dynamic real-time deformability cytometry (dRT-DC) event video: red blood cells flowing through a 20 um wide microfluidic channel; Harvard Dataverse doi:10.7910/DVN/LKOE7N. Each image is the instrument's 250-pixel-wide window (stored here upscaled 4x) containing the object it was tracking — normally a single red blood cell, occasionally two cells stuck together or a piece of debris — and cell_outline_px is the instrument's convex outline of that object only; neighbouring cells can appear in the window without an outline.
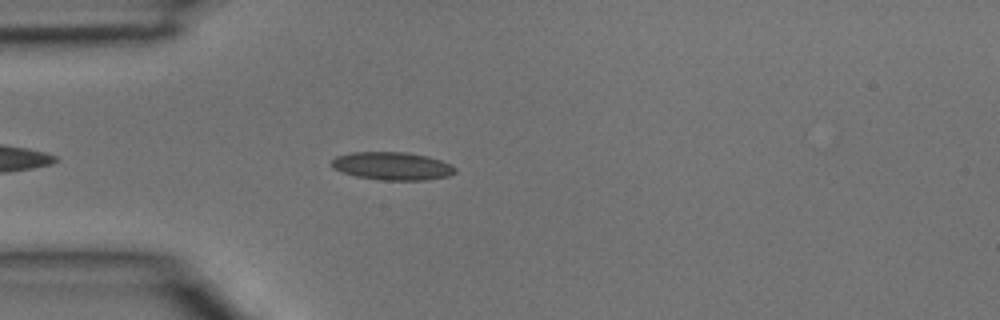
{"species": "common noctule bat (a hibernating species)", "species_latin": "Nyctalus noctula", "temperature_condition": "room temperature", "stored_images_in_passage": 3, "camera_frame_rate_fps": 3000, "um_per_image_px": 0.085, "animal": {"sex": "male", "body_mass_g": 15.6}, "frame": {"image": 1, "passage_image": 3, "time_ms": 0.667, "image_size_px": [1000, 320], "cell_outline_px": [[456, 172], [448, 176], [428, 180], [380, 180], [356, 176], [332, 168], [332, 160], [336, 156], [352, 152], [408, 152], [428, 156], [452, 164], [456, 168]], "centroid_in_image_um": [33.37, 14.11], "position_along_channel_um": 51.6, "area_um2": 20.23}}